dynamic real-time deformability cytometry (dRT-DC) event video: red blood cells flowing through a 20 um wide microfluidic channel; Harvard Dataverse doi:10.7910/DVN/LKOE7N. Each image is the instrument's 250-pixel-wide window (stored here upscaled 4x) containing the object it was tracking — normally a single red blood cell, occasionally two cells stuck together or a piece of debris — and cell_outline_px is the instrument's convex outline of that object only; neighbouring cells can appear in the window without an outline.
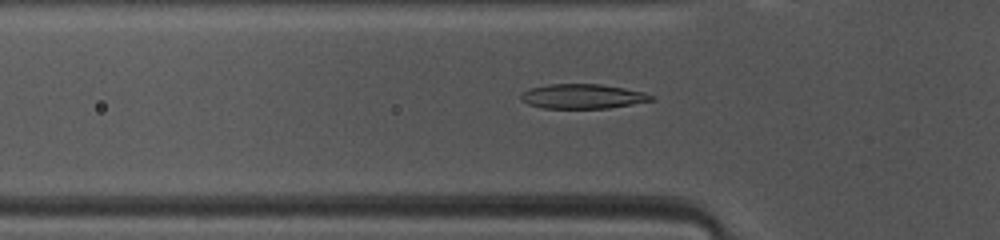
{"species": "common noctule bat (a hibernating species)", "species_latin": "Nyctalus noctula", "temperature_condition": "warm", "stored_images_in_passage": 46, "camera_frame_rate_fps": 3000, "um_per_image_px": 0.085, "animal": {"sex": "female", "body_mass_g": 10.0, "forearm_length_mm": 53.1}, "frame": {"image": 1, "passage_image": 13, "time_ms": 4.0, "image_size_px": [1000, 240], "cell_outline_px": [[656, 100], [608, 108], [544, 108], [528, 104], [520, 100], [520, 96], [528, 88], [548, 84], [600, 84], [624, 88], [644, 92], [652, 96]], "centroid_in_image_um": [49.51, 8.19], "position_along_channel_um": 76.3, "area_um2": 18.67}}
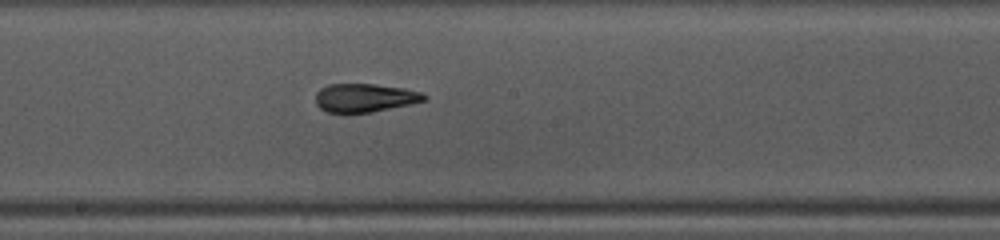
{"frame": {"image": 2, "passage_image": 23, "time_ms": 7.333, "image_size_px": [1000, 240], "cell_outline_px": [[428, 96], [424, 100], [408, 104], [372, 112], [324, 112], [316, 104], [316, 92], [320, 88], [328, 84], [376, 84], [404, 88], [424, 92]], "centroid_in_image_um": [30.99, 8.3], "position_along_channel_um": 217.2, "area_um2": 17.98}}
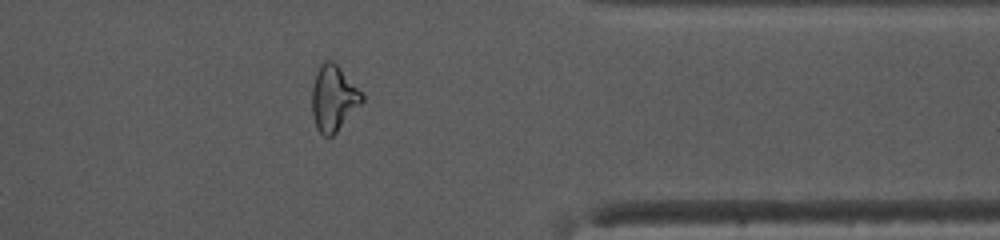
{"frame": {"image": 3, "passage_image": 36, "time_ms": 11.667, "image_size_px": [1000, 240], "cell_outline_px": [[364, 100], [336, 132], [332, 136], [324, 136], [316, 128], [312, 116], [312, 88], [316, 72], [320, 64], [324, 60], [332, 60], [340, 68], [364, 96]], "centroid_in_image_um": [28.31, 8.35], "position_along_channel_um": 383.1, "area_um2": 18.9}, "authors_computed_cell_mechanics": {"area_um2": 18.8717, "velocity_mm_per_s": 4.1787, "shape_relaxation_time_tau1_ms": 5.7475, "shape_relaxation_time_tau2_ms": 1.6287, "deformation_change_tau1": 0.1846, "deformation_change_tau2": 0.0946}}